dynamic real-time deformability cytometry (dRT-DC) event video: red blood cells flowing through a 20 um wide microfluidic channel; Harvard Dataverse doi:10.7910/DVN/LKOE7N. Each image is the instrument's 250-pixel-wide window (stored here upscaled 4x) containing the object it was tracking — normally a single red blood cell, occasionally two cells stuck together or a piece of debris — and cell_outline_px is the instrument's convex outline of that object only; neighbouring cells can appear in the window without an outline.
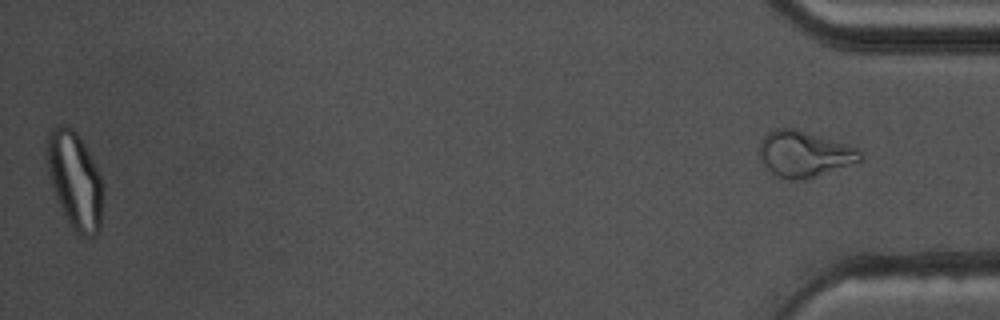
{"species": "common noctule bat (a hibernating species)", "species_latin": "Nyctalus noctula", "temperature_condition": "warm", "stored_images_in_passage": 39, "segment_of_instrument_passage": [2, 2], "camera_frame_rate_fps": 3000, "um_per_image_px": 0.085, "animal": {"sex": "male", "body_mass_g": 17.5, "forearm_length_mm": 52.3}, "frame": {"image": 1, "passage_image": 39, "time_ms": 12.667, "image_size_px": [1000, 320], "cell_outline_px": [[864, 156], [860, 160], [804, 180], [784, 180], [776, 176], [764, 164], [760, 156], [760, 140], [768, 132], [776, 128], [796, 128], [848, 144], [856, 148]], "centroid_in_image_um": [68.33, 13.07], "position_along_channel_um": 366.9, "area_um2": 26.82}}